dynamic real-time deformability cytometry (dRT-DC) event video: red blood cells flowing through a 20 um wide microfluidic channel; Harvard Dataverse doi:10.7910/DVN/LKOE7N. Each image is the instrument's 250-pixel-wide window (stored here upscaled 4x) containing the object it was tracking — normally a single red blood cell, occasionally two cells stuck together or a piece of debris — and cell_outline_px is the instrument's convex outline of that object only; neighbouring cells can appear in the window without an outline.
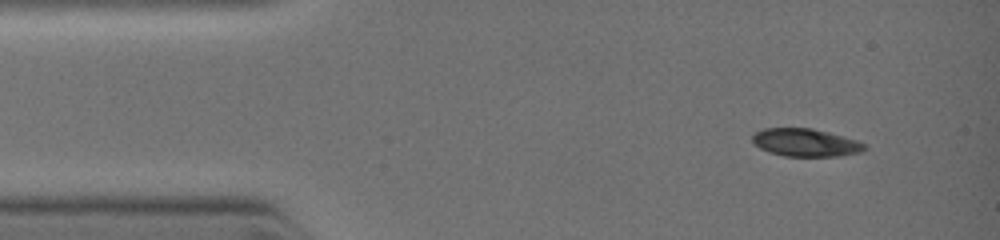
{"species": "common noctule bat (a hibernating species)", "species_latin": "Nyctalus noctula", "temperature_condition": "warm", "stored_images_in_passage": 3, "camera_frame_rate_fps": 3000, "um_per_image_px": 0.085, "animal": {"sex": "female", "body_mass_g": 19.0, "forearm_length_mm": 51.5}, "frame": {"image": 1, "passage_image": 1, "time_ms": 0.0, "image_size_px": [1000, 240], "cell_outline_px": [[868, 148], [860, 152], [840, 156], [784, 156], [760, 148], [752, 140], [752, 136], [756, 132], [764, 128], [812, 128], [828, 132], [856, 140], [864, 144]], "centroid_in_image_um": [68.49, 12.11], "position_along_channel_um": 16.5, "area_um2": 17.98}}
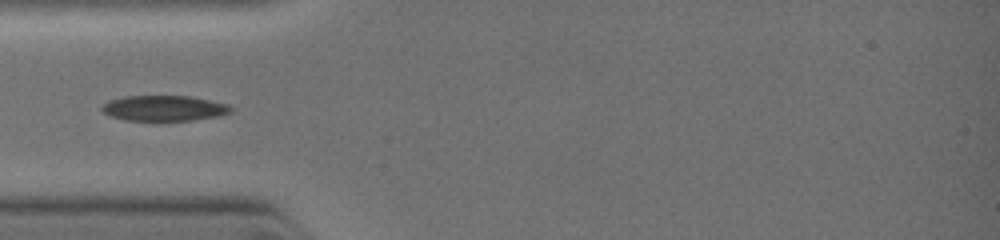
{"frame": {"image": 2, "passage_image": 3, "time_ms": 2.333, "image_size_px": [1000, 240], "cell_outline_px": [[232, 112], [216, 116], [192, 120], [128, 120], [112, 116], [104, 112], [100, 108], [108, 100], [124, 96], [192, 96], [228, 104], [232, 108]], "centroid_in_image_um": [13.95, 9.18], "position_along_channel_um": 71.0, "area_um2": 18.96}}